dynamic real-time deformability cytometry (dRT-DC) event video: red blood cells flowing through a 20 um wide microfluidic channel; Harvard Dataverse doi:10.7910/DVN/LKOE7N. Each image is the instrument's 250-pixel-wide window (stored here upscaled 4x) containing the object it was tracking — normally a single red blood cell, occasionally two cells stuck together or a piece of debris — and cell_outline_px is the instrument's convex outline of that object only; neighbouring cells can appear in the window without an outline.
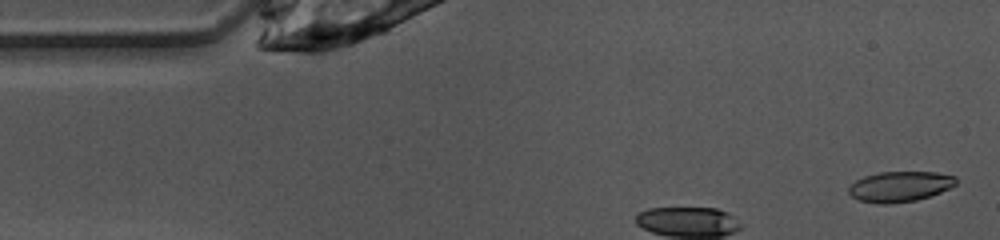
{"species": "common noctule bat (a hibernating species)", "species_latin": "Nyctalus noctula", "temperature_condition": "warm", "stored_images_in_passage": 5, "camera_frame_rate_fps": 3000, "um_per_image_px": 0.085, "animal": {"sex": "female", "body_mass_g": 10.0, "forearm_length_mm": 53.1}, "frame": {"image": 1, "passage_image": 1, "time_ms": 0.0, "image_size_px": [1000, 240], "cell_outline_px": [[956, 184], [940, 192], [916, 200], [888, 204], [880, 204], [860, 200], [852, 196], [848, 192], [848, 188], [856, 180], [864, 176], [880, 172], [936, 172], [956, 176]], "centroid_in_image_um": [76.48, 15.85], "position_along_channel_um": 8.5, "area_um2": 18.84}}